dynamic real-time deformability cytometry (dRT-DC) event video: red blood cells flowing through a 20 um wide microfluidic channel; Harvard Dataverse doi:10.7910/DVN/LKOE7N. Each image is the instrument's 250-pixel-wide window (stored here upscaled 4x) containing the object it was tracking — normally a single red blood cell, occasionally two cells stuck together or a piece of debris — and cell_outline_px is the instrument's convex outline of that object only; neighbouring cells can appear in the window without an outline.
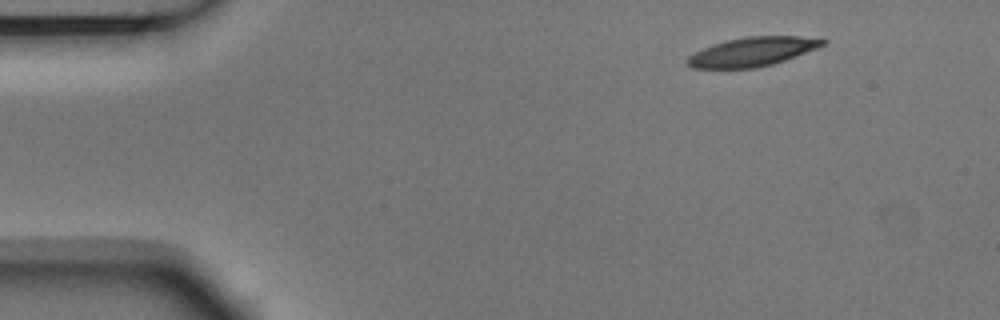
{"species": "Egyptian fruit bat (a non-hibernating species)", "species_latin": "Rousettus aegyptiacus", "temperature_condition": "room temperature", "stored_images_in_passage": 4, "camera_frame_rate_fps": 3000, "um_per_image_px": 0.085, "animal": {"sex": "male"}, "frame": {"image": 1, "passage_image": 1, "time_ms": 0.0, "image_size_px": [1000, 320], "cell_outline_px": [[828, 40], [824, 44], [816, 48], [784, 60], [772, 64], [756, 68], [692, 68], [684, 60], [688, 56], [712, 44], [728, 40], [748, 36], [800, 36]], "centroid_in_image_um": [63.92, 4.4], "position_along_channel_um": 21.1, "area_um2": 22.6}}
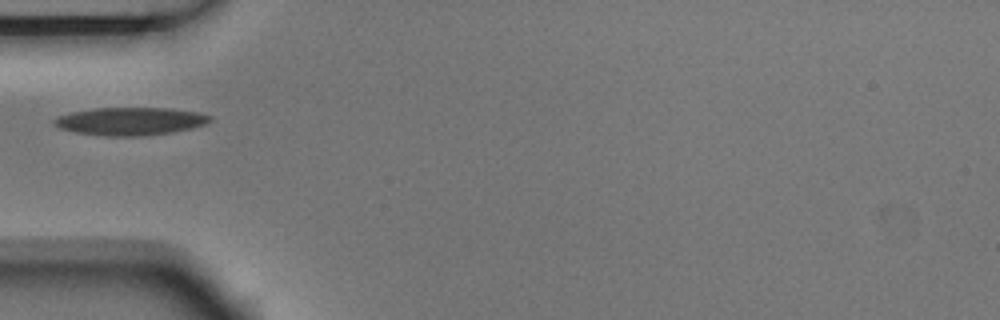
{"frame": {"image": 2, "passage_image": 4, "time_ms": 1.0, "image_size_px": [1000, 320], "cell_outline_px": [[212, 120], [204, 124], [172, 132], [144, 136], [104, 136], [76, 132], [60, 128], [52, 124], [52, 120], [56, 116], [72, 112], [96, 108], [168, 108], [196, 112], [212, 116]], "centroid_in_image_um": [11.02, 10.31], "position_along_channel_um": 74.0, "area_um2": 25.2}}